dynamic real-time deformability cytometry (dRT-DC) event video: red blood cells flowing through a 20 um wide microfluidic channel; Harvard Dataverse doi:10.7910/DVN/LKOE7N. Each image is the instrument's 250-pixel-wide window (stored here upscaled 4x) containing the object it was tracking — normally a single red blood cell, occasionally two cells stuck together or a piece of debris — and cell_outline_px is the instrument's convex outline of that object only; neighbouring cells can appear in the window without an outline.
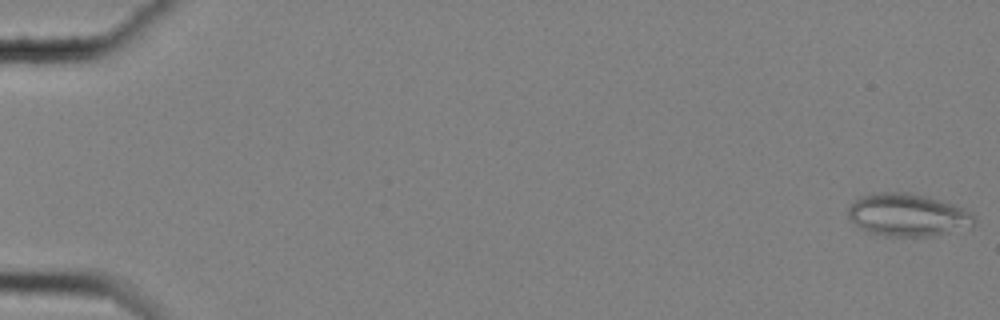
{"species": "common noctule bat (a hibernating species)", "species_latin": "Nyctalus noctula", "temperature_condition": "cold", "stored_images_in_passage": 58, "camera_frame_rate_fps": 3000, "um_per_image_px": 0.085, "animal": {"sex": "female", "body_mass_g": 25.1}, "frame": {"image": 1, "passage_image": 1, "time_ms": 0.0, "image_size_px": [1000, 320], "cell_outline_px": [[976, 220], [972, 228], [932, 236], [884, 236], [868, 232], [860, 228], [848, 216], [848, 208], [860, 196], [872, 192], [908, 192], [928, 196], [964, 208], [976, 216]], "centroid_in_image_um": [77.2, 18.27], "position_along_channel_um": 7.8, "area_um2": 31.73}}
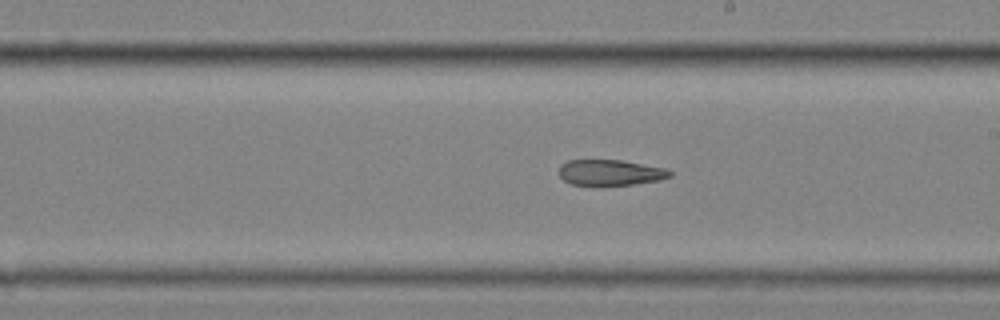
{"frame": {"image": 2, "passage_image": 35, "time_ms": 11.333, "image_size_px": [1000, 320], "cell_outline_px": [[672, 176], [660, 180], [632, 184], [572, 184], [564, 180], [560, 176], [560, 164], [568, 160], [620, 160], [664, 168], [672, 172]], "centroid_in_image_um": [51.88, 14.65], "position_along_channel_um": 237.1, "area_um2": 16.24}}
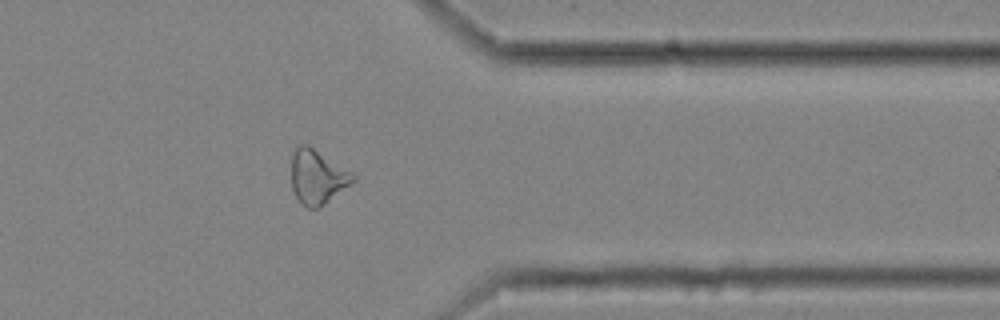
{"frame": {"image": 3, "passage_image": 48, "time_ms": 15.667, "image_size_px": [1000, 320], "cell_outline_px": [[356, 180], [352, 184], [316, 208], [308, 208], [300, 204], [292, 188], [292, 152], [300, 144], [308, 144], [356, 176]], "centroid_in_image_um": [26.95, 15.03], "position_along_channel_um": 384.4, "area_um2": 19.13}}